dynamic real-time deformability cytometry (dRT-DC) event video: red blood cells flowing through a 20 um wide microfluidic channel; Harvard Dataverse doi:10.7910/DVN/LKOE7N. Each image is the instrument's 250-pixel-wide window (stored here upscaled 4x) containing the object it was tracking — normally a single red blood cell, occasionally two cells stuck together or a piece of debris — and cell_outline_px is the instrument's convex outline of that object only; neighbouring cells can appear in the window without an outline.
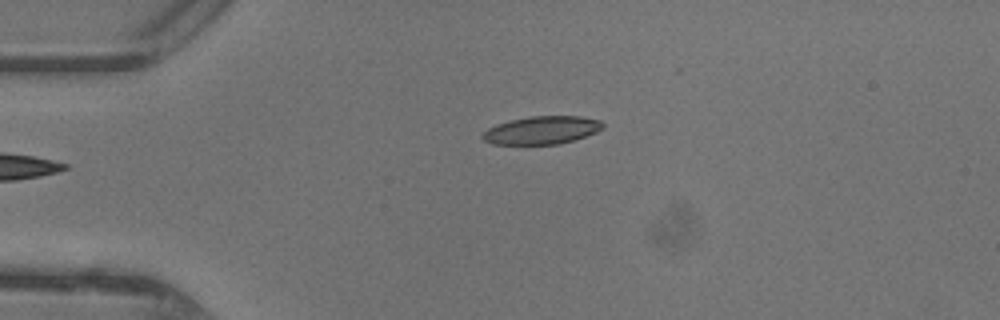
{"species": "common noctule bat (a hibernating species)", "species_latin": "Nyctalus noctula", "temperature_condition": "warm", "stored_images_in_passage": 21, "camera_frame_rate_fps": 3000, "um_per_image_px": 0.085, "animal": {"sex": "female"}, "frame": {"image": 1, "passage_image": 1, "time_ms": 0.0, "image_size_px": [1000, 320], "cell_outline_px": [[604, 128], [596, 132], [560, 144], [492, 144], [484, 140], [480, 136], [488, 128], [496, 124], [528, 116], [580, 116], [600, 120], [604, 124]], "centroid_in_image_um": [46.05, 11.06], "position_along_channel_um": 39.0, "area_um2": 19.54}}
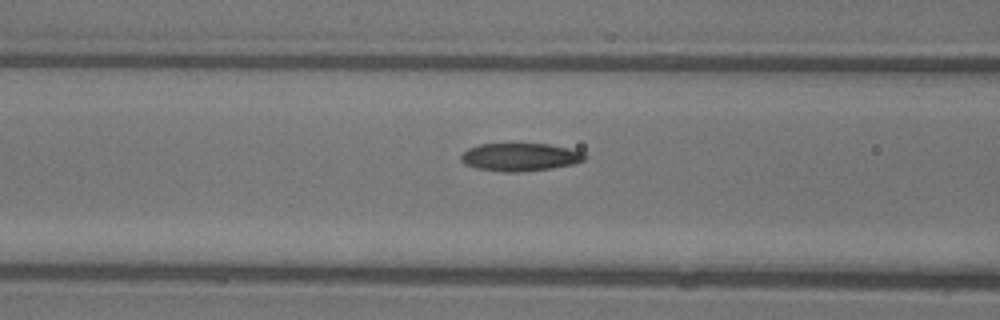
{"frame": {"image": 2, "passage_image": 9, "time_ms": 2.667, "image_size_px": [1000, 320], "cell_outline_px": [[588, 156], [584, 160], [576, 164], [552, 168], [520, 172], [504, 172], [476, 168], [464, 164], [460, 160], [460, 156], [468, 148], [480, 144], [548, 144], [568, 148], [584, 152]], "centroid_in_image_um": [44.23, 13.35], "position_along_channel_um": 122.4, "area_um2": 20.29}}
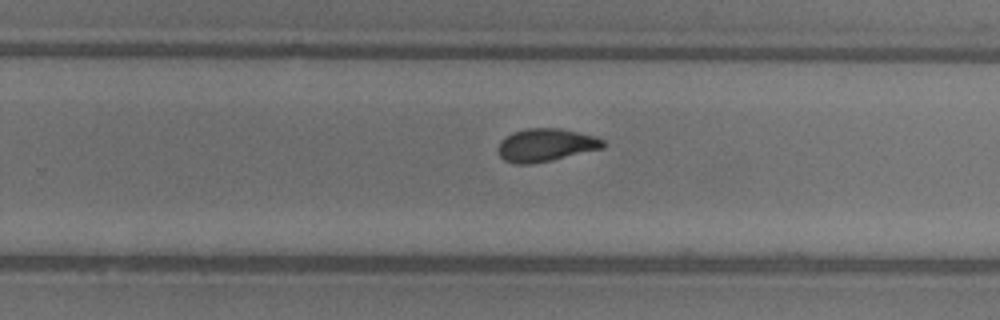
{"frame": {"image": 3, "passage_image": 20, "time_ms": 6.333, "image_size_px": [1000, 320], "cell_outline_px": [[604, 148], [552, 160], [532, 164], [516, 164], [504, 160], [496, 152], [496, 148], [500, 140], [512, 132], [528, 128], [560, 128], [592, 136], [604, 140]], "centroid_in_image_um": [46.33, 12.34], "position_along_channel_um": 283.5, "area_um2": 20.23}}